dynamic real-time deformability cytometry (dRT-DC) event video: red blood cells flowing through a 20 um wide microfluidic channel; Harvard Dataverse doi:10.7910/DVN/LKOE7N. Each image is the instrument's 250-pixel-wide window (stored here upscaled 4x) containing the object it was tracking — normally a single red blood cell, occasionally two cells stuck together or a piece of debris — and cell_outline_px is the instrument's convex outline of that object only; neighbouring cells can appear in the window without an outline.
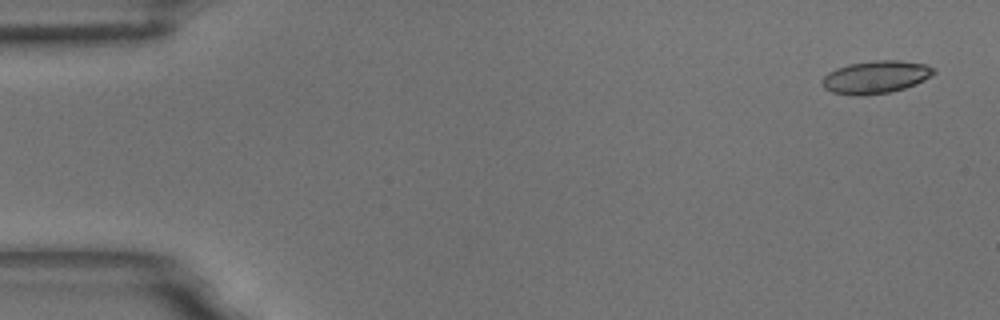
{"species": "common noctule bat (a hibernating species)", "species_latin": "Nyctalus noctula", "temperature_condition": "room temperature", "stored_images_in_passage": 5, "camera_frame_rate_fps": 3000, "um_per_image_px": 0.085, "animal": {"sex": "male", "body_mass_g": 18.8}, "frame": {"image": 1, "passage_image": 1, "time_ms": 0.0, "image_size_px": [1000, 320], "cell_outline_px": [[936, 72], [924, 80], [916, 84], [904, 88], [888, 92], [860, 96], [852, 96], [832, 92], [824, 88], [820, 84], [820, 80], [828, 72], [836, 68], [848, 64], [872, 60], [900, 60], [924, 64], [936, 68]], "centroid_in_image_um": [74.4, 6.55], "position_along_channel_um": 10.6, "area_um2": 21.5}}
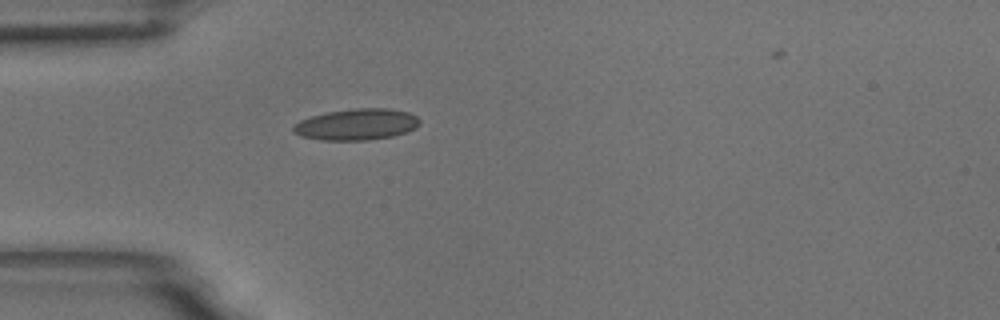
{"frame": {"image": 2, "passage_image": 5, "time_ms": 1.333, "image_size_px": [1000, 320], "cell_outline_px": [[420, 124], [416, 128], [392, 136], [368, 140], [320, 140], [300, 136], [292, 132], [292, 128], [300, 120], [312, 116], [328, 112], [352, 108], [388, 108], [408, 112], [416, 116], [420, 120]], "centroid_in_image_um": [30.31, 10.57], "position_along_channel_um": 54.7, "area_um2": 23.06}}